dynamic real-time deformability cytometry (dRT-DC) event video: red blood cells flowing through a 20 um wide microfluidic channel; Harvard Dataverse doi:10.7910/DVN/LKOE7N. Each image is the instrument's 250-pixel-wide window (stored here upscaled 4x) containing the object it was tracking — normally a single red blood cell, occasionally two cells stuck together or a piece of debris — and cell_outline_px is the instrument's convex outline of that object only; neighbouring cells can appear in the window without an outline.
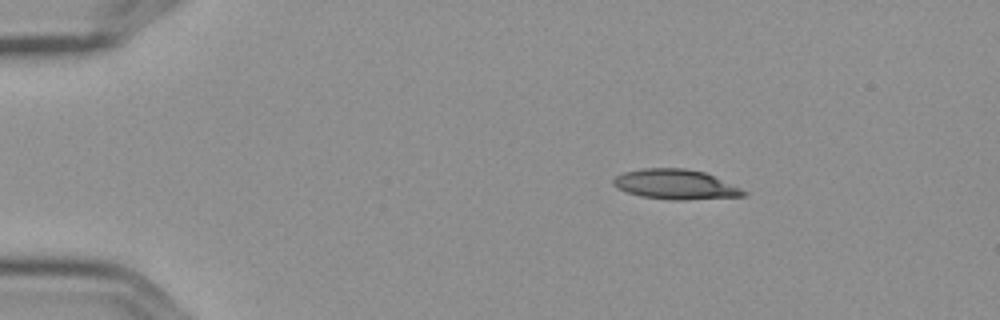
{"species": "Egyptian fruit bat (a non-hibernating species)", "species_latin": "Rousettus aegyptiacus", "temperature_condition": "cold", "stored_images_in_passage": 3, "camera_frame_rate_fps": 3000, "um_per_image_px": 0.085, "frame": {"image": 1, "passage_image": 1, "time_ms": 0.0, "image_size_px": [1000, 320], "cell_outline_px": [[748, 192], [744, 196], [684, 200], [672, 200], [640, 196], [616, 188], [612, 184], [612, 180], [616, 176], [624, 172], [644, 168], [684, 168], [704, 172], [740, 188]], "centroid_in_image_um": [57.38, 15.68], "position_along_channel_um": 27.6, "area_um2": 22.54}}